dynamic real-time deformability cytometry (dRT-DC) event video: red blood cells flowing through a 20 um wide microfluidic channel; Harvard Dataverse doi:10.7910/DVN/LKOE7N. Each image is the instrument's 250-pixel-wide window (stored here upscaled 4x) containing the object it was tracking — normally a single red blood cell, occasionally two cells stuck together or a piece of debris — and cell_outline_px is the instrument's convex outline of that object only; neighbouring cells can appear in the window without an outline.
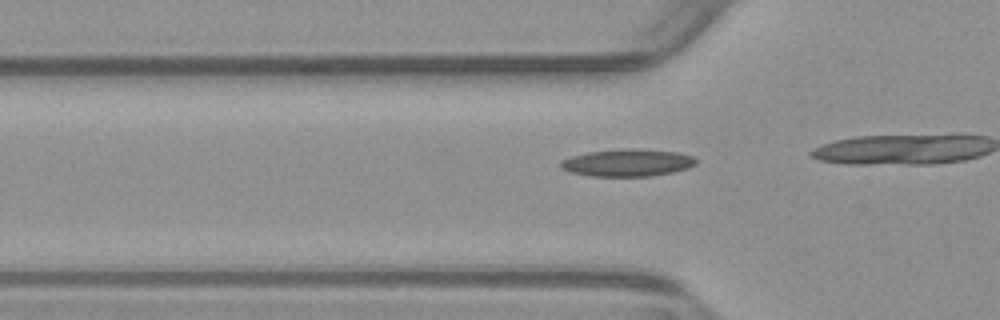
{"species": "common noctule bat (a hibernating species)", "species_latin": "Nyctalus noctula", "temperature_condition": "warm", "stored_images_in_passage": 17, "camera_frame_rate_fps": 3000, "um_per_image_px": 0.085, "animal": {"sex": "male", "body_mass_g": 23.1, "forearm_length_mm": 52.7}, "frame": {"image": 1, "passage_image": 14, "time_ms": 4.333, "image_size_px": [1000, 320], "cell_outline_px": [[696, 164], [688, 168], [672, 172], [648, 176], [588, 176], [572, 172], [560, 168], [560, 160], [572, 156], [588, 152], [620, 148], [628, 148], [680, 152], [692, 156], [696, 160]], "centroid_in_image_um": [53.32, 13.82], "position_along_channel_um": 72.5, "area_um2": 21.56}}